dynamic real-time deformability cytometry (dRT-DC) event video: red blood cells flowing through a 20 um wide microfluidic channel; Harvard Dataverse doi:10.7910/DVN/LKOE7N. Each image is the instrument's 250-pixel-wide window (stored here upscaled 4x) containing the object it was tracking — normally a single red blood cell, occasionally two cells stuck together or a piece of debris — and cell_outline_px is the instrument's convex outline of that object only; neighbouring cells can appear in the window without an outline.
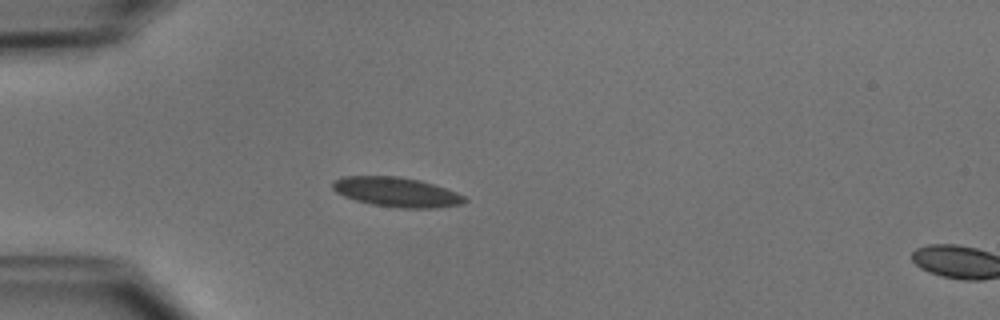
{"species": "common noctule bat (a hibernating species)", "species_latin": "Nyctalus noctula", "temperature_condition": "cold", "stored_images_in_passage": 3, "camera_frame_rate_fps": 3000, "um_per_image_px": 0.085, "animal": {"sex": "male", "body_mass_g": 15.6}, "frame": {"image": 1, "passage_image": 1, "time_ms": 0.0, "image_size_px": [1000, 320], "cell_outline_px": [[468, 200], [464, 204], [436, 208], [400, 208], [372, 204], [356, 200], [344, 196], [336, 192], [332, 188], [332, 180], [344, 176], [400, 176], [420, 180], [456, 192], [464, 196]], "centroid_in_image_um": [33.71, 16.32], "position_along_channel_um": 51.3, "area_um2": 22.83}}